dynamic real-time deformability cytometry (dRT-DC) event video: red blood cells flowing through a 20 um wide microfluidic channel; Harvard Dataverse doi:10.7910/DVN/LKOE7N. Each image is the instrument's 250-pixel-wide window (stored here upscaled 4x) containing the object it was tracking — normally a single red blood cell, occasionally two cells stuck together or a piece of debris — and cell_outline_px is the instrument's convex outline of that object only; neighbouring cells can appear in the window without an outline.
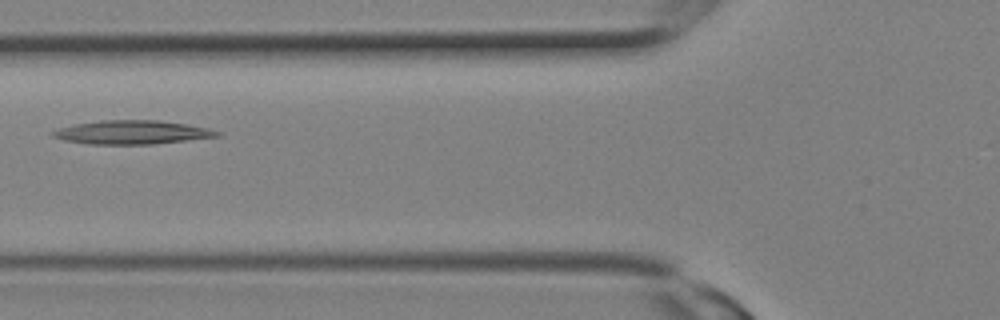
{"species": "Egyptian fruit bat (a non-hibernating species)", "species_latin": "Rousettus aegyptiacus", "temperature_condition": "room temperature", "stored_images_in_passage": 2, "camera_frame_rate_fps": 3000, "um_per_image_px": 0.085, "animal": {"sex": "female"}, "frame": {"image": 1, "passage_image": 2, "time_ms": 0.333, "image_size_px": [1000, 320], "cell_outline_px": [[220, 136], [152, 144], [88, 144], [64, 140], [52, 136], [52, 132], [60, 128], [76, 124], [100, 120], [160, 120], [188, 124], [208, 128], [220, 132]], "centroid_in_image_um": [11.24, 11.24], "position_along_channel_um": 114.6, "area_um2": 22.54}}